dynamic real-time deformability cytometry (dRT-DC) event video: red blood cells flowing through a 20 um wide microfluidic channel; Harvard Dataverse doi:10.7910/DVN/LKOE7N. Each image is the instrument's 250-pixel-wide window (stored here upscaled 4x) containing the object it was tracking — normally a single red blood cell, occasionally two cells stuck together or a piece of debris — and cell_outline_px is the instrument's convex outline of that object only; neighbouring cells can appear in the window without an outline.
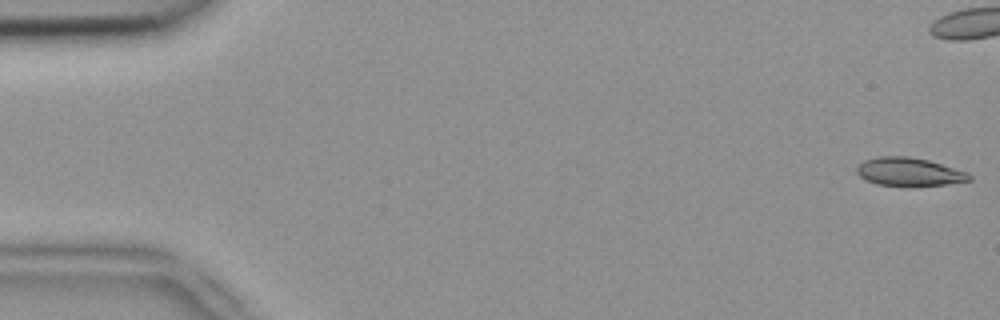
{"species": "common noctule bat (a hibernating species)", "species_latin": "Nyctalus noctula", "temperature_condition": "room temperature", "stored_images_in_passage": 53, "camera_frame_rate_fps": 3000, "um_per_image_px": 0.085, "animal": {"sex": "female", "body_mass_g": 18.4}, "frame": {"image": 1, "passage_image": 1, "time_ms": 0.0, "image_size_px": [1000, 320], "cell_outline_px": [[972, 180], [948, 184], [876, 184], [860, 176], [856, 172], [856, 168], [864, 160], [880, 156], [908, 156], [928, 160], [968, 172], [972, 176]], "centroid_in_image_um": [77.29, 14.57], "position_along_channel_um": 7.7, "area_um2": 17.98}}
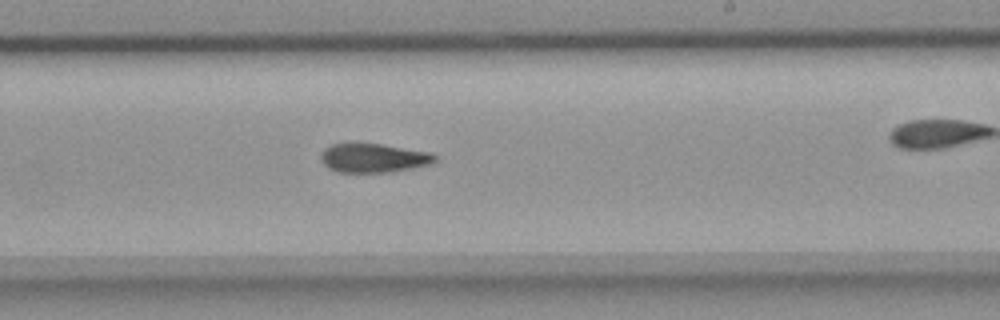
{"frame": {"image": 2, "passage_image": 31, "time_ms": 10.0, "image_size_px": [1000, 320], "cell_outline_px": [[436, 160], [428, 164], [412, 168], [388, 172], [336, 172], [328, 168], [320, 160], [320, 156], [324, 148], [332, 144], [380, 144], [432, 152], [436, 156]], "centroid_in_image_um": [31.72, 13.43], "position_along_channel_um": 257.3, "area_um2": 19.13}}
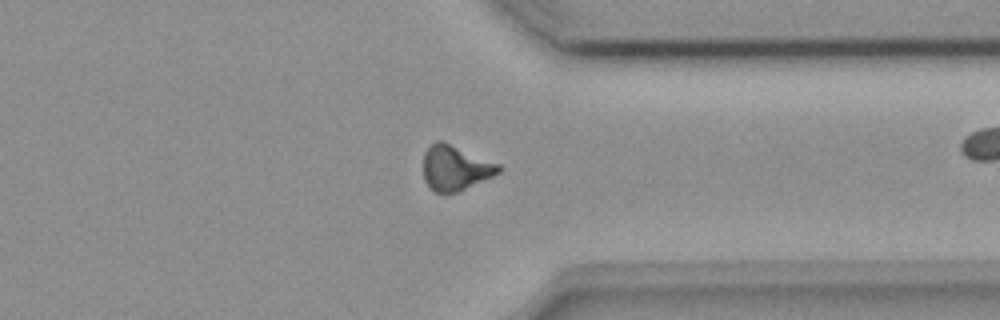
{"frame": {"image": 3, "passage_image": 40, "time_ms": 13.0, "image_size_px": [1000, 320], "cell_outline_px": [[504, 168], [500, 172], [492, 176], [448, 196], [436, 192], [424, 180], [424, 152], [436, 140], [444, 140], [500, 164]], "centroid_in_image_um": [38.71, 14.26], "position_along_channel_um": 372.7, "area_um2": 20.0}, "authors_computed_cell_mechanics": {"area_um2": 19.4786, "velocity_mm_per_s": 3.9184, "shape_relaxation_time_tau1_ms": null, "shape_relaxation_time_tau2_ms": 7.7691, "deformation_change_tau1": null, "deformation_change_tau2": 0.1741}}